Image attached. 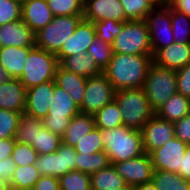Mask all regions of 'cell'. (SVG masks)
Masks as SVG:
<instances>
[{
  "label": "cell",
  "mask_w": 190,
  "mask_h": 190,
  "mask_svg": "<svg viewBox=\"0 0 190 190\" xmlns=\"http://www.w3.org/2000/svg\"><path fill=\"white\" fill-rule=\"evenodd\" d=\"M0 190H10L9 182L3 178H0Z\"/></svg>",
  "instance_id": "cell-52"
},
{
  "label": "cell",
  "mask_w": 190,
  "mask_h": 190,
  "mask_svg": "<svg viewBox=\"0 0 190 190\" xmlns=\"http://www.w3.org/2000/svg\"><path fill=\"white\" fill-rule=\"evenodd\" d=\"M169 5L190 18V0H169Z\"/></svg>",
  "instance_id": "cell-50"
},
{
  "label": "cell",
  "mask_w": 190,
  "mask_h": 190,
  "mask_svg": "<svg viewBox=\"0 0 190 190\" xmlns=\"http://www.w3.org/2000/svg\"><path fill=\"white\" fill-rule=\"evenodd\" d=\"M171 27L173 38L178 43H190V18L171 7Z\"/></svg>",
  "instance_id": "cell-34"
},
{
  "label": "cell",
  "mask_w": 190,
  "mask_h": 190,
  "mask_svg": "<svg viewBox=\"0 0 190 190\" xmlns=\"http://www.w3.org/2000/svg\"><path fill=\"white\" fill-rule=\"evenodd\" d=\"M104 151L111 164L139 157L145 153L140 130L119 126L101 130Z\"/></svg>",
  "instance_id": "cell-2"
},
{
  "label": "cell",
  "mask_w": 190,
  "mask_h": 190,
  "mask_svg": "<svg viewBox=\"0 0 190 190\" xmlns=\"http://www.w3.org/2000/svg\"><path fill=\"white\" fill-rule=\"evenodd\" d=\"M113 166L128 186L151 181L154 172L152 159L148 153L133 159L113 163Z\"/></svg>",
  "instance_id": "cell-12"
},
{
  "label": "cell",
  "mask_w": 190,
  "mask_h": 190,
  "mask_svg": "<svg viewBox=\"0 0 190 190\" xmlns=\"http://www.w3.org/2000/svg\"><path fill=\"white\" fill-rule=\"evenodd\" d=\"M96 128L110 129L123 126V119L119 105L115 100L105 105L96 114H94Z\"/></svg>",
  "instance_id": "cell-32"
},
{
  "label": "cell",
  "mask_w": 190,
  "mask_h": 190,
  "mask_svg": "<svg viewBox=\"0 0 190 190\" xmlns=\"http://www.w3.org/2000/svg\"><path fill=\"white\" fill-rule=\"evenodd\" d=\"M53 16L83 15L81 0H47Z\"/></svg>",
  "instance_id": "cell-39"
},
{
  "label": "cell",
  "mask_w": 190,
  "mask_h": 190,
  "mask_svg": "<svg viewBox=\"0 0 190 190\" xmlns=\"http://www.w3.org/2000/svg\"><path fill=\"white\" fill-rule=\"evenodd\" d=\"M93 23L96 30V37L110 44H112L114 39L119 35L124 25V22H117L111 19Z\"/></svg>",
  "instance_id": "cell-40"
},
{
  "label": "cell",
  "mask_w": 190,
  "mask_h": 190,
  "mask_svg": "<svg viewBox=\"0 0 190 190\" xmlns=\"http://www.w3.org/2000/svg\"><path fill=\"white\" fill-rule=\"evenodd\" d=\"M87 54L95 60L97 66L103 71L111 61L113 48L110 43L96 37L88 47Z\"/></svg>",
  "instance_id": "cell-35"
},
{
  "label": "cell",
  "mask_w": 190,
  "mask_h": 190,
  "mask_svg": "<svg viewBox=\"0 0 190 190\" xmlns=\"http://www.w3.org/2000/svg\"><path fill=\"white\" fill-rule=\"evenodd\" d=\"M54 16L45 0H26L22 2L21 19L36 34L48 23L53 20Z\"/></svg>",
  "instance_id": "cell-20"
},
{
  "label": "cell",
  "mask_w": 190,
  "mask_h": 190,
  "mask_svg": "<svg viewBox=\"0 0 190 190\" xmlns=\"http://www.w3.org/2000/svg\"><path fill=\"white\" fill-rule=\"evenodd\" d=\"M21 6L18 0H0V26L21 20Z\"/></svg>",
  "instance_id": "cell-43"
},
{
  "label": "cell",
  "mask_w": 190,
  "mask_h": 190,
  "mask_svg": "<svg viewBox=\"0 0 190 190\" xmlns=\"http://www.w3.org/2000/svg\"><path fill=\"white\" fill-rule=\"evenodd\" d=\"M62 143V137L45 128L41 121L36 125V135L31 145L38 154L54 153Z\"/></svg>",
  "instance_id": "cell-28"
},
{
  "label": "cell",
  "mask_w": 190,
  "mask_h": 190,
  "mask_svg": "<svg viewBox=\"0 0 190 190\" xmlns=\"http://www.w3.org/2000/svg\"><path fill=\"white\" fill-rule=\"evenodd\" d=\"M8 75L6 74V71L0 66V83L8 79Z\"/></svg>",
  "instance_id": "cell-53"
},
{
  "label": "cell",
  "mask_w": 190,
  "mask_h": 190,
  "mask_svg": "<svg viewBox=\"0 0 190 190\" xmlns=\"http://www.w3.org/2000/svg\"><path fill=\"white\" fill-rule=\"evenodd\" d=\"M96 38V30L93 22L82 20L67 42L63 43L55 54L60 63L65 57L75 54L87 53L91 42Z\"/></svg>",
  "instance_id": "cell-15"
},
{
  "label": "cell",
  "mask_w": 190,
  "mask_h": 190,
  "mask_svg": "<svg viewBox=\"0 0 190 190\" xmlns=\"http://www.w3.org/2000/svg\"><path fill=\"white\" fill-rule=\"evenodd\" d=\"M155 114L174 123L183 116L190 114V99L177 92L161 105Z\"/></svg>",
  "instance_id": "cell-25"
},
{
  "label": "cell",
  "mask_w": 190,
  "mask_h": 190,
  "mask_svg": "<svg viewBox=\"0 0 190 190\" xmlns=\"http://www.w3.org/2000/svg\"><path fill=\"white\" fill-rule=\"evenodd\" d=\"M76 170L92 175L103 168L108 167L111 162L105 151L93 154H76Z\"/></svg>",
  "instance_id": "cell-29"
},
{
  "label": "cell",
  "mask_w": 190,
  "mask_h": 190,
  "mask_svg": "<svg viewBox=\"0 0 190 190\" xmlns=\"http://www.w3.org/2000/svg\"><path fill=\"white\" fill-rule=\"evenodd\" d=\"M38 155L29 144L16 142L11 158L14 160L15 166H25L35 164Z\"/></svg>",
  "instance_id": "cell-42"
},
{
  "label": "cell",
  "mask_w": 190,
  "mask_h": 190,
  "mask_svg": "<svg viewBox=\"0 0 190 190\" xmlns=\"http://www.w3.org/2000/svg\"><path fill=\"white\" fill-rule=\"evenodd\" d=\"M40 176L35 164L15 166L13 176L9 181V188L10 190L33 188Z\"/></svg>",
  "instance_id": "cell-31"
},
{
  "label": "cell",
  "mask_w": 190,
  "mask_h": 190,
  "mask_svg": "<svg viewBox=\"0 0 190 190\" xmlns=\"http://www.w3.org/2000/svg\"><path fill=\"white\" fill-rule=\"evenodd\" d=\"M113 53L153 55L148 25L145 20H127L111 44Z\"/></svg>",
  "instance_id": "cell-4"
},
{
  "label": "cell",
  "mask_w": 190,
  "mask_h": 190,
  "mask_svg": "<svg viewBox=\"0 0 190 190\" xmlns=\"http://www.w3.org/2000/svg\"><path fill=\"white\" fill-rule=\"evenodd\" d=\"M143 89L147 95L150 107L156 112L172 95L177 93L176 70L152 63Z\"/></svg>",
  "instance_id": "cell-5"
},
{
  "label": "cell",
  "mask_w": 190,
  "mask_h": 190,
  "mask_svg": "<svg viewBox=\"0 0 190 190\" xmlns=\"http://www.w3.org/2000/svg\"><path fill=\"white\" fill-rule=\"evenodd\" d=\"M153 63V55H128L113 53L103 70L115 91L125 88H141Z\"/></svg>",
  "instance_id": "cell-1"
},
{
  "label": "cell",
  "mask_w": 190,
  "mask_h": 190,
  "mask_svg": "<svg viewBox=\"0 0 190 190\" xmlns=\"http://www.w3.org/2000/svg\"><path fill=\"white\" fill-rule=\"evenodd\" d=\"M55 84L74 100L80 107L84 100V91L86 85V77L67 71L60 65L57 66L54 78Z\"/></svg>",
  "instance_id": "cell-23"
},
{
  "label": "cell",
  "mask_w": 190,
  "mask_h": 190,
  "mask_svg": "<svg viewBox=\"0 0 190 190\" xmlns=\"http://www.w3.org/2000/svg\"><path fill=\"white\" fill-rule=\"evenodd\" d=\"M177 92L190 99V63L176 70Z\"/></svg>",
  "instance_id": "cell-44"
},
{
  "label": "cell",
  "mask_w": 190,
  "mask_h": 190,
  "mask_svg": "<svg viewBox=\"0 0 190 190\" xmlns=\"http://www.w3.org/2000/svg\"><path fill=\"white\" fill-rule=\"evenodd\" d=\"M82 1V4L84 5L85 3L91 1V0H81Z\"/></svg>",
  "instance_id": "cell-57"
},
{
  "label": "cell",
  "mask_w": 190,
  "mask_h": 190,
  "mask_svg": "<svg viewBox=\"0 0 190 190\" xmlns=\"http://www.w3.org/2000/svg\"><path fill=\"white\" fill-rule=\"evenodd\" d=\"M153 63L158 66L177 70L190 63V43H178L159 49L153 55Z\"/></svg>",
  "instance_id": "cell-21"
},
{
  "label": "cell",
  "mask_w": 190,
  "mask_h": 190,
  "mask_svg": "<svg viewBox=\"0 0 190 190\" xmlns=\"http://www.w3.org/2000/svg\"><path fill=\"white\" fill-rule=\"evenodd\" d=\"M187 144L174 137L150 153L154 170L179 173Z\"/></svg>",
  "instance_id": "cell-13"
},
{
  "label": "cell",
  "mask_w": 190,
  "mask_h": 190,
  "mask_svg": "<svg viewBox=\"0 0 190 190\" xmlns=\"http://www.w3.org/2000/svg\"><path fill=\"white\" fill-rule=\"evenodd\" d=\"M16 142L15 138L0 139V160L11 157Z\"/></svg>",
  "instance_id": "cell-48"
},
{
  "label": "cell",
  "mask_w": 190,
  "mask_h": 190,
  "mask_svg": "<svg viewBox=\"0 0 190 190\" xmlns=\"http://www.w3.org/2000/svg\"><path fill=\"white\" fill-rule=\"evenodd\" d=\"M153 55L161 48L173 44L171 27V6L169 4L155 6L146 16Z\"/></svg>",
  "instance_id": "cell-11"
},
{
  "label": "cell",
  "mask_w": 190,
  "mask_h": 190,
  "mask_svg": "<svg viewBox=\"0 0 190 190\" xmlns=\"http://www.w3.org/2000/svg\"><path fill=\"white\" fill-rule=\"evenodd\" d=\"M35 190H60L59 180L53 176H40L34 185Z\"/></svg>",
  "instance_id": "cell-46"
},
{
  "label": "cell",
  "mask_w": 190,
  "mask_h": 190,
  "mask_svg": "<svg viewBox=\"0 0 190 190\" xmlns=\"http://www.w3.org/2000/svg\"><path fill=\"white\" fill-rule=\"evenodd\" d=\"M74 149L77 153L82 154H93L104 151L101 129L95 127L89 134L78 141Z\"/></svg>",
  "instance_id": "cell-38"
},
{
  "label": "cell",
  "mask_w": 190,
  "mask_h": 190,
  "mask_svg": "<svg viewBox=\"0 0 190 190\" xmlns=\"http://www.w3.org/2000/svg\"><path fill=\"white\" fill-rule=\"evenodd\" d=\"M83 18L89 22L106 19L117 22L128 20L120 0H91L83 5Z\"/></svg>",
  "instance_id": "cell-16"
},
{
  "label": "cell",
  "mask_w": 190,
  "mask_h": 190,
  "mask_svg": "<svg viewBox=\"0 0 190 190\" xmlns=\"http://www.w3.org/2000/svg\"><path fill=\"white\" fill-rule=\"evenodd\" d=\"M42 119L29 116L25 113L20 115V120L15 134V140L19 143L33 144L36 135V125H38Z\"/></svg>",
  "instance_id": "cell-33"
},
{
  "label": "cell",
  "mask_w": 190,
  "mask_h": 190,
  "mask_svg": "<svg viewBox=\"0 0 190 190\" xmlns=\"http://www.w3.org/2000/svg\"><path fill=\"white\" fill-rule=\"evenodd\" d=\"M128 20H145L155 5L150 0H120Z\"/></svg>",
  "instance_id": "cell-37"
},
{
  "label": "cell",
  "mask_w": 190,
  "mask_h": 190,
  "mask_svg": "<svg viewBox=\"0 0 190 190\" xmlns=\"http://www.w3.org/2000/svg\"><path fill=\"white\" fill-rule=\"evenodd\" d=\"M175 137L186 144H190V114L174 122Z\"/></svg>",
  "instance_id": "cell-45"
},
{
  "label": "cell",
  "mask_w": 190,
  "mask_h": 190,
  "mask_svg": "<svg viewBox=\"0 0 190 190\" xmlns=\"http://www.w3.org/2000/svg\"><path fill=\"white\" fill-rule=\"evenodd\" d=\"M19 190H35V189L33 187V188H24V189H19Z\"/></svg>",
  "instance_id": "cell-56"
},
{
  "label": "cell",
  "mask_w": 190,
  "mask_h": 190,
  "mask_svg": "<svg viewBox=\"0 0 190 190\" xmlns=\"http://www.w3.org/2000/svg\"><path fill=\"white\" fill-rule=\"evenodd\" d=\"M27 89L19 79L8 78L0 83V109L24 113Z\"/></svg>",
  "instance_id": "cell-19"
},
{
  "label": "cell",
  "mask_w": 190,
  "mask_h": 190,
  "mask_svg": "<svg viewBox=\"0 0 190 190\" xmlns=\"http://www.w3.org/2000/svg\"><path fill=\"white\" fill-rule=\"evenodd\" d=\"M155 6L169 4V0H150Z\"/></svg>",
  "instance_id": "cell-54"
},
{
  "label": "cell",
  "mask_w": 190,
  "mask_h": 190,
  "mask_svg": "<svg viewBox=\"0 0 190 190\" xmlns=\"http://www.w3.org/2000/svg\"><path fill=\"white\" fill-rule=\"evenodd\" d=\"M58 65L59 62L54 53L33 47L29 51L24 71L19 80L26 89L47 81H54Z\"/></svg>",
  "instance_id": "cell-7"
},
{
  "label": "cell",
  "mask_w": 190,
  "mask_h": 190,
  "mask_svg": "<svg viewBox=\"0 0 190 190\" xmlns=\"http://www.w3.org/2000/svg\"><path fill=\"white\" fill-rule=\"evenodd\" d=\"M95 127L94 115L79 112L71 118L62 137V142L74 147L78 141L89 134Z\"/></svg>",
  "instance_id": "cell-24"
},
{
  "label": "cell",
  "mask_w": 190,
  "mask_h": 190,
  "mask_svg": "<svg viewBox=\"0 0 190 190\" xmlns=\"http://www.w3.org/2000/svg\"><path fill=\"white\" fill-rule=\"evenodd\" d=\"M15 170L14 160L9 157L4 160H0V178L10 181Z\"/></svg>",
  "instance_id": "cell-47"
},
{
  "label": "cell",
  "mask_w": 190,
  "mask_h": 190,
  "mask_svg": "<svg viewBox=\"0 0 190 190\" xmlns=\"http://www.w3.org/2000/svg\"><path fill=\"white\" fill-rule=\"evenodd\" d=\"M59 65L67 71L85 76L86 78L98 75L103 72L95 60L87 53L75 54L65 57Z\"/></svg>",
  "instance_id": "cell-26"
},
{
  "label": "cell",
  "mask_w": 190,
  "mask_h": 190,
  "mask_svg": "<svg viewBox=\"0 0 190 190\" xmlns=\"http://www.w3.org/2000/svg\"><path fill=\"white\" fill-rule=\"evenodd\" d=\"M91 190H119L126 185L113 164L90 175Z\"/></svg>",
  "instance_id": "cell-27"
},
{
  "label": "cell",
  "mask_w": 190,
  "mask_h": 190,
  "mask_svg": "<svg viewBox=\"0 0 190 190\" xmlns=\"http://www.w3.org/2000/svg\"><path fill=\"white\" fill-rule=\"evenodd\" d=\"M20 115L17 111L0 109V139L15 137Z\"/></svg>",
  "instance_id": "cell-41"
},
{
  "label": "cell",
  "mask_w": 190,
  "mask_h": 190,
  "mask_svg": "<svg viewBox=\"0 0 190 190\" xmlns=\"http://www.w3.org/2000/svg\"><path fill=\"white\" fill-rule=\"evenodd\" d=\"M178 174L190 181V144H187L186 146V151L182 157L181 167Z\"/></svg>",
  "instance_id": "cell-49"
},
{
  "label": "cell",
  "mask_w": 190,
  "mask_h": 190,
  "mask_svg": "<svg viewBox=\"0 0 190 190\" xmlns=\"http://www.w3.org/2000/svg\"><path fill=\"white\" fill-rule=\"evenodd\" d=\"M119 190H133V186H125L124 188L122 189H119Z\"/></svg>",
  "instance_id": "cell-55"
},
{
  "label": "cell",
  "mask_w": 190,
  "mask_h": 190,
  "mask_svg": "<svg viewBox=\"0 0 190 190\" xmlns=\"http://www.w3.org/2000/svg\"><path fill=\"white\" fill-rule=\"evenodd\" d=\"M36 34L21 19L0 26V44L2 47H35Z\"/></svg>",
  "instance_id": "cell-18"
},
{
  "label": "cell",
  "mask_w": 190,
  "mask_h": 190,
  "mask_svg": "<svg viewBox=\"0 0 190 190\" xmlns=\"http://www.w3.org/2000/svg\"><path fill=\"white\" fill-rule=\"evenodd\" d=\"M83 19V15L55 16L36 33L35 47L56 54Z\"/></svg>",
  "instance_id": "cell-6"
},
{
  "label": "cell",
  "mask_w": 190,
  "mask_h": 190,
  "mask_svg": "<svg viewBox=\"0 0 190 190\" xmlns=\"http://www.w3.org/2000/svg\"><path fill=\"white\" fill-rule=\"evenodd\" d=\"M58 180L60 190H91L90 175L82 171H69Z\"/></svg>",
  "instance_id": "cell-36"
},
{
  "label": "cell",
  "mask_w": 190,
  "mask_h": 190,
  "mask_svg": "<svg viewBox=\"0 0 190 190\" xmlns=\"http://www.w3.org/2000/svg\"><path fill=\"white\" fill-rule=\"evenodd\" d=\"M114 97L115 90L112 83L103 72L86 78L84 100L79 107L80 112L94 115L105 105L111 103Z\"/></svg>",
  "instance_id": "cell-9"
},
{
  "label": "cell",
  "mask_w": 190,
  "mask_h": 190,
  "mask_svg": "<svg viewBox=\"0 0 190 190\" xmlns=\"http://www.w3.org/2000/svg\"><path fill=\"white\" fill-rule=\"evenodd\" d=\"M79 112V106L54 81V91L51 97L48 115L42 119L44 127L54 134L63 137L71 118Z\"/></svg>",
  "instance_id": "cell-8"
},
{
  "label": "cell",
  "mask_w": 190,
  "mask_h": 190,
  "mask_svg": "<svg viewBox=\"0 0 190 190\" xmlns=\"http://www.w3.org/2000/svg\"><path fill=\"white\" fill-rule=\"evenodd\" d=\"M114 100L119 105L123 125L129 128L141 130L155 115L143 87L117 90Z\"/></svg>",
  "instance_id": "cell-3"
},
{
  "label": "cell",
  "mask_w": 190,
  "mask_h": 190,
  "mask_svg": "<svg viewBox=\"0 0 190 190\" xmlns=\"http://www.w3.org/2000/svg\"><path fill=\"white\" fill-rule=\"evenodd\" d=\"M32 48L8 46L0 49V66L9 78L20 79Z\"/></svg>",
  "instance_id": "cell-22"
},
{
  "label": "cell",
  "mask_w": 190,
  "mask_h": 190,
  "mask_svg": "<svg viewBox=\"0 0 190 190\" xmlns=\"http://www.w3.org/2000/svg\"><path fill=\"white\" fill-rule=\"evenodd\" d=\"M133 190H157L152 181L133 186Z\"/></svg>",
  "instance_id": "cell-51"
},
{
  "label": "cell",
  "mask_w": 190,
  "mask_h": 190,
  "mask_svg": "<svg viewBox=\"0 0 190 190\" xmlns=\"http://www.w3.org/2000/svg\"><path fill=\"white\" fill-rule=\"evenodd\" d=\"M151 181L157 190H189L190 187V181L164 170H154Z\"/></svg>",
  "instance_id": "cell-30"
},
{
  "label": "cell",
  "mask_w": 190,
  "mask_h": 190,
  "mask_svg": "<svg viewBox=\"0 0 190 190\" xmlns=\"http://www.w3.org/2000/svg\"><path fill=\"white\" fill-rule=\"evenodd\" d=\"M76 154L74 147L62 142L54 153L39 154L35 166L41 176L59 179L69 171L76 170Z\"/></svg>",
  "instance_id": "cell-10"
},
{
  "label": "cell",
  "mask_w": 190,
  "mask_h": 190,
  "mask_svg": "<svg viewBox=\"0 0 190 190\" xmlns=\"http://www.w3.org/2000/svg\"><path fill=\"white\" fill-rule=\"evenodd\" d=\"M140 131L144 151L148 154L175 137L174 123L164 120L156 114L147 121Z\"/></svg>",
  "instance_id": "cell-14"
},
{
  "label": "cell",
  "mask_w": 190,
  "mask_h": 190,
  "mask_svg": "<svg viewBox=\"0 0 190 190\" xmlns=\"http://www.w3.org/2000/svg\"><path fill=\"white\" fill-rule=\"evenodd\" d=\"M53 91L54 81H47L38 86L28 88L24 113L40 119L46 117Z\"/></svg>",
  "instance_id": "cell-17"
}]
</instances>
